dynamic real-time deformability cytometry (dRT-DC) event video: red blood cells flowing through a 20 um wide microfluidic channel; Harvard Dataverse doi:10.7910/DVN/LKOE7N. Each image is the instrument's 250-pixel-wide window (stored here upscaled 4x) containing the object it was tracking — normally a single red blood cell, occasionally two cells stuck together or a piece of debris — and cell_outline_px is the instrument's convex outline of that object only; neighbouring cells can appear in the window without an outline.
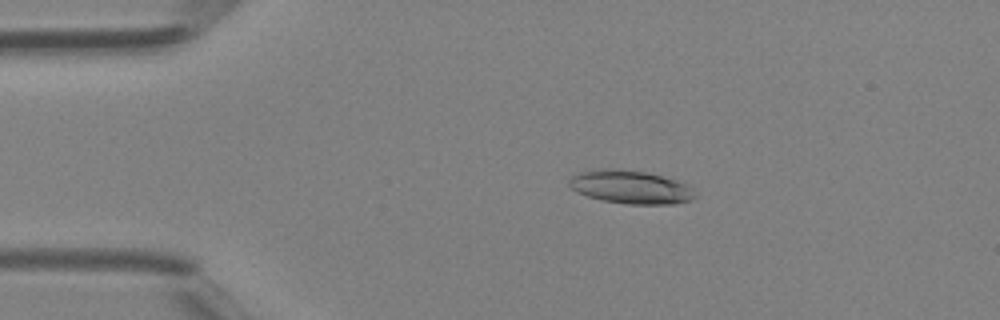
{"species": "Egyptian fruit bat (a non-hibernating species)", "species_latin": "Rousettus aegyptiacus", "temperature_condition": "room temperature", "stored_images_in_passage": 43, "camera_frame_rate_fps": 3000, "um_per_image_px": 0.085, "animal": {"sex": "female"}, "frame": {"image": 1, "passage_image": 9, "time_ms": 2.667, "image_size_px": [1000, 320], "cell_outline_px": [[696, 196], [692, 200], [676, 204], [628, 204], [600, 200], [576, 192], [568, 184], [568, 180], [572, 176], [580, 172], [596, 168], [644, 172], [660, 176], [684, 184]], "centroid_in_image_um": [53.52, 15.92], "position_along_channel_um": 31.5, "area_um2": 23.93}}
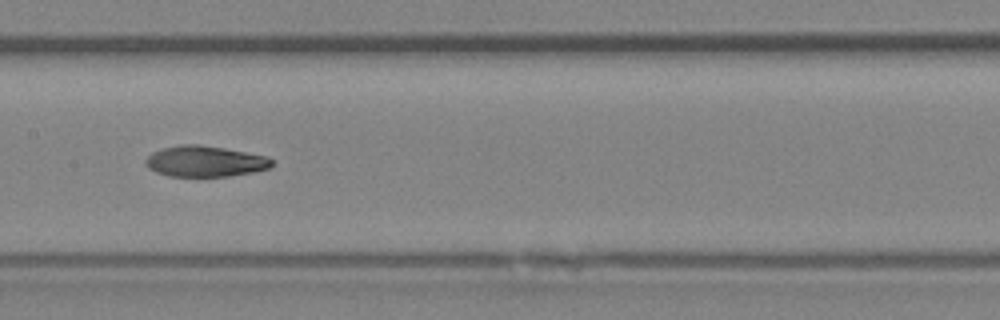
{"frame": {"image": 2, "passage_image": 22, "time_ms": 7.0, "image_size_px": [1000, 320], "cell_outline_px": [[272, 164], [268, 168], [252, 172], [228, 176], [168, 176], [156, 172], [148, 168], [144, 164], [144, 160], [152, 152], [160, 148], [180, 144], [200, 144], [224, 148], [268, 156], [272, 160]], "centroid_in_image_um": [17.37, 13.7], "position_along_channel_um": 190.0, "area_um2": 22.83}}
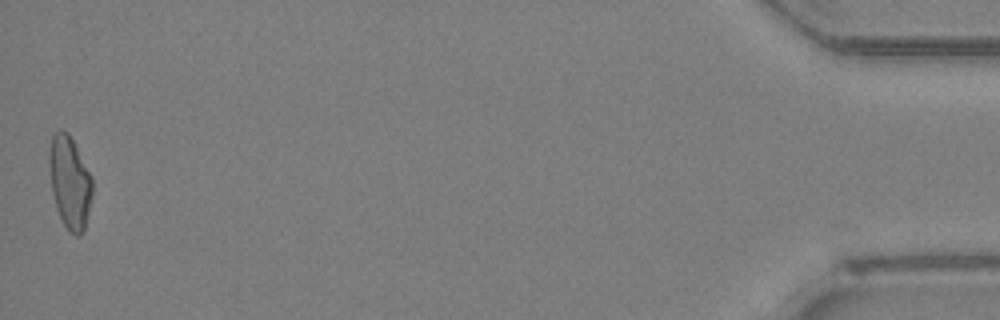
{"frame": {"image": 3, "passage_image": 43, "time_ms": 14.0, "image_size_px": [1000, 320], "cell_outline_px": [[92, 196], [84, 228], [76, 236], [64, 224], [56, 208], [52, 192], [48, 164], [48, 148], [52, 136], [60, 128], [68, 132], [92, 176]], "centroid_in_image_um": [5.9, 15.42], "position_along_channel_um": 429.3, "area_um2": 23.06}}